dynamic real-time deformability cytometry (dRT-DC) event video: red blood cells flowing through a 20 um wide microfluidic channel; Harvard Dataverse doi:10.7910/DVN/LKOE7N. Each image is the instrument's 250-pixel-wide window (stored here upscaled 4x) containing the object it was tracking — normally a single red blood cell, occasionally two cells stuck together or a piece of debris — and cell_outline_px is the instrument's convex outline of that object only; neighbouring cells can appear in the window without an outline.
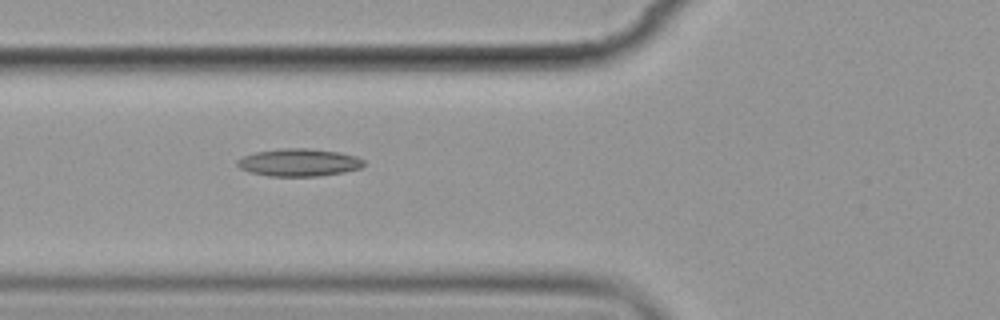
{"species": "common noctule bat (a hibernating species)", "species_latin": "Nyctalus noctula", "temperature_condition": "cold", "stored_images_in_passage": 8, "camera_frame_rate_fps": 3000, "um_per_image_px": 0.085, "animal": {"sex": "female", "body_mass_g": 19.9}, "frame": {"image": 1, "passage_image": 7, "time_ms": 7.0, "image_size_px": [1000, 320], "cell_outline_px": [[364, 164], [360, 168], [344, 172], [316, 176], [268, 176], [248, 172], [240, 168], [236, 164], [236, 160], [244, 156], [256, 152], [280, 148], [308, 148], [340, 152], [356, 156], [364, 160]], "centroid_in_image_um": [25.39, 13.81], "position_along_channel_um": 100.4, "area_um2": 20.4}}
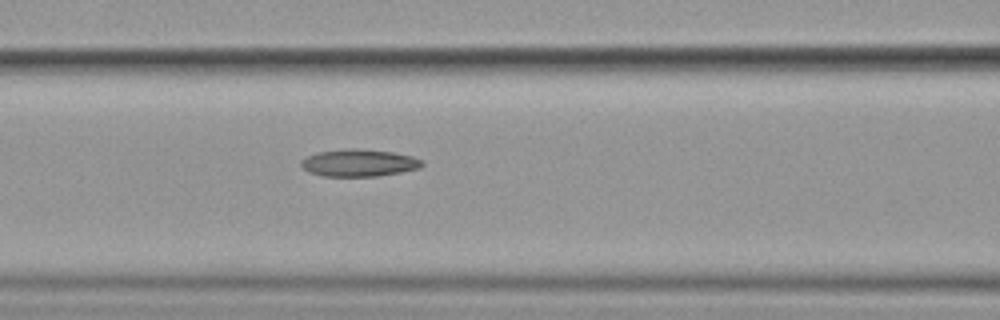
{"frame": {"image": 2, "passage_image": 8, "time_ms": 8.0, "image_size_px": [1000, 320], "cell_outline_px": [[424, 164], [420, 168], [400, 172], [376, 176], [324, 176], [308, 172], [300, 164], [300, 160], [316, 152], [344, 148], [356, 148], [392, 152], [412, 156], [420, 160]], "centroid_in_image_um": [30.47, 13.83], "position_along_channel_um": 136.1, "area_um2": 19.19}}